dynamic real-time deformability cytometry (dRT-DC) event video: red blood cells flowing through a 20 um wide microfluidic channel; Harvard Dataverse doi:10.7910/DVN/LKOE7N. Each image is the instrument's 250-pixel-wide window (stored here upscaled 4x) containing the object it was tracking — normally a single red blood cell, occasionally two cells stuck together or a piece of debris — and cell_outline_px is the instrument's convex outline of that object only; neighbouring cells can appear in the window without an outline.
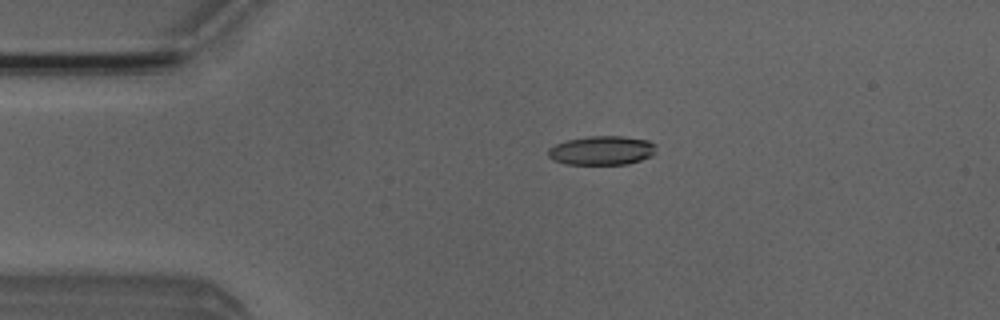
{"species": "Egyptian fruit bat (a non-hibernating species)", "species_latin": "Rousettus aegyptiacus", "temperature_condition": "room temperature", "stored_images_in_passage": 4, "camera_frame_rate_fps": 3000, "um_per_image_px": 0.085, "animal": {"sex": "male"}, "frame": {"image": 1, "passage_image": 3, "time_ms": 3.0, "image_size_px": [1000, 320], "cell_outline_px": [[656, 152], [652, 156], [628, 164], [564, 164], [552, 160], [548, 156], [548, 148], [556, 144], [568, 140], [588, 136], [624, 136], [648, 140], [656, 144]], "centroid_in_image_um": [51.17, 12.79], "position_along_channel_um": 33.8, "area_um2": 18.44}}